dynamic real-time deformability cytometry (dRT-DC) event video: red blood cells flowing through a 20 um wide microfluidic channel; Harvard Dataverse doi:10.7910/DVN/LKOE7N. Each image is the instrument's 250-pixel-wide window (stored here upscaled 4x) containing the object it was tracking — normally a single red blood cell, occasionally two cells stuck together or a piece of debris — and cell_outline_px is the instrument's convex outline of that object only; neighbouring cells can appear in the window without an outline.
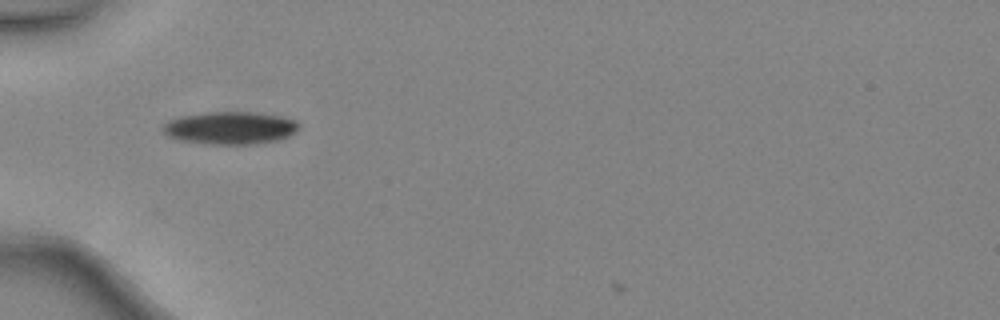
{"species": "common noctule bat (a hibernating species)", "species_latin": "Nyctalus noctula", "temperature_condition": "warm", "stored_images_in_passage": 32, "camera_frame_rate_fps": 3000, "um_per_image_px": 0.085, "animal": {"sex": "female", "body_mass_g": 24.6, "forearm_length_mm": 56.2}, "frame": {"image": 1, "passage_image": 1, "time_ms": 0.0, "image_size_px": [1000, 320], "cell_outline_px": [[300, 128], [296, 132], [288, 136], [276, 140], [252, 144], [204, 144], [180, 140], [168, 136], [164, 132], [164, 124], [168, 120], [180, 116], [204, 112], [252, 112], [280, 116], [296, 120], [300, 124]], "centroid_in_image_um": [19.57, 10.87], "position_along_channel_um": 65.4, "area_um2": 25.89}}
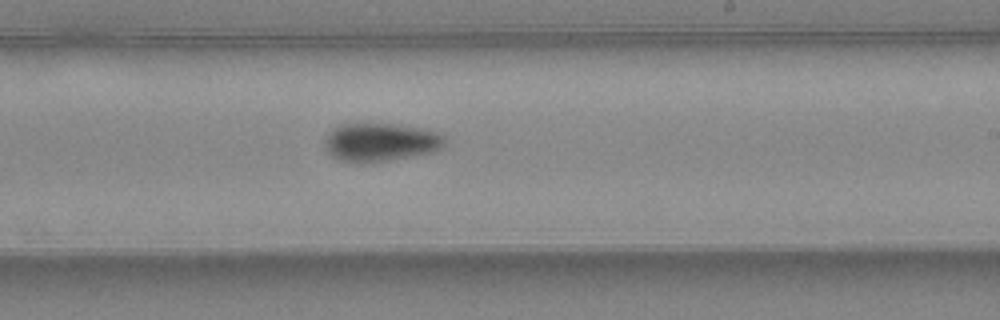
{"frame": {"image": 2, "passage_image": 14, "time_ms": 4.333, "image_size_px": [1000, 320], "cell_outline_px": [[444, 144], [436, 152], [416, 156], [368, 164], [364, 164], [336, 160], [324, 148], [324, 140], [328, 132], [340, 124], [400, 124], [444, 132]], "centroid_in_image_um": [32.36, 12.11], "position_along_channel_um": 256.6, "area_um2": 27.69}}
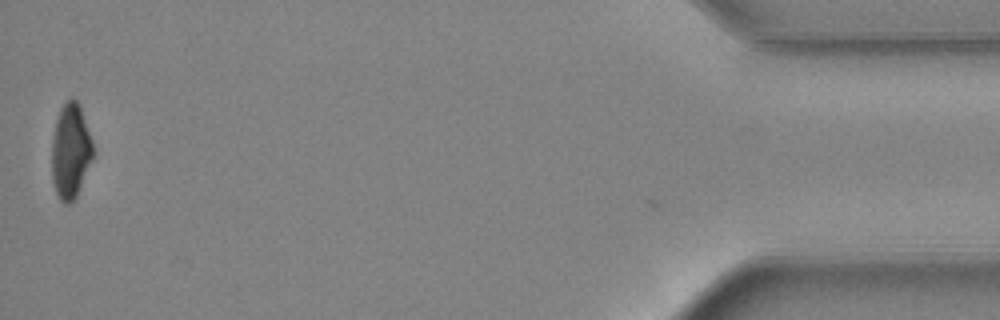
{"frame": {"image": 3, "passage_image": 31, "time_ms": 10.0, "image_size_px": [1000, 320], "cell_outline_px": [[92, 160], [76, 196], [68, 204], [64, 204], [60, 200], [56, 192], [52, 180], [52, 136], [56, 120], [60, 108], [72, 96], [80, 104], [92, 140]], "centroid_in_image_um": [5.99, 12.81], "position_along_channel_um": 429.2, "area_um2": 22.72}, "authors_computed_cell_mechanics": {"area_um2": 26.1834, "velocity_mm_per_s": 4.5036, "shape_relaxation_time_tau1_ms": 2.9332, "shape_relaxation_time_tau2_ms": null, "deformation_change_tau1": 0.1299, "deformation_change_tau2": null}}